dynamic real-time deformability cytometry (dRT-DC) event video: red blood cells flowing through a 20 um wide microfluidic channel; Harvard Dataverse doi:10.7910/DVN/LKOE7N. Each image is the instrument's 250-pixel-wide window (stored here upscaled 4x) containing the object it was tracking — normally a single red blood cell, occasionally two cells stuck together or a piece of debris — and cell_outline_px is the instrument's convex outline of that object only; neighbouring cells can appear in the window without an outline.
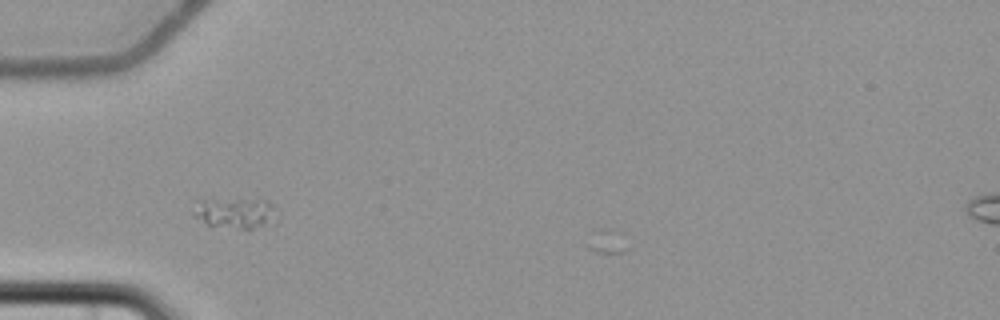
{"species": "common noctule bat (a hibernating species)", "species_latin": "Nyctalus noctula", "temperature_condition": "cold", "stored_images_in_passage": 4, "camera_frame_rate_fps": 3000, "um_per_image_px": 0.085, "animal": {"sex": "female", "body_mass_g": 22.7, "forearm_length_mm": 54.2}, "frame": {"image": 1, "passage_image": 3, "time_ms": 2.333, "image_size_px": [1000, 320], "cell_outline_px": [[280, 220], [252, 228], [240, 228], [208, 224], [196, 216], [192, 212], [192, 196], [268, 200], [272, 204], [280, 216]], "centroid_in_image_um": [19.93, 18.0], "position_along_channel_um": 65.1, "area_um2": 15.9}}